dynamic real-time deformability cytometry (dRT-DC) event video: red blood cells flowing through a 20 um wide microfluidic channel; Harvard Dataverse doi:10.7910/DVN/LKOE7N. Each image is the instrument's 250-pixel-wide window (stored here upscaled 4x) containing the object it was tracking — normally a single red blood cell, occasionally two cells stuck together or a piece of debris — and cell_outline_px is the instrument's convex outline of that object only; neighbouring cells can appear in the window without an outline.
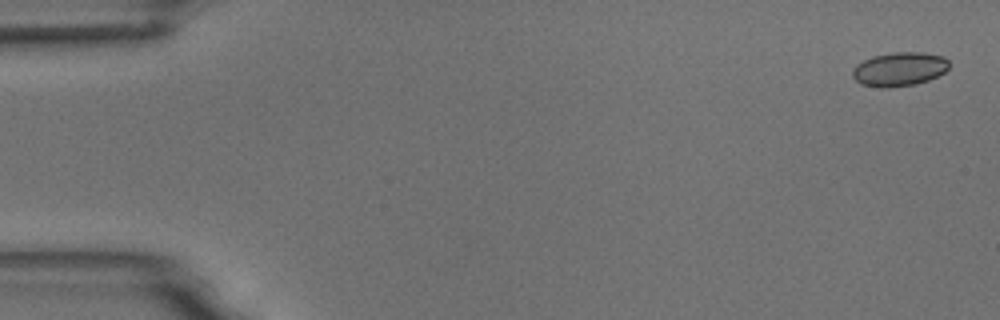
{"species": "common noctule bat (a hibernating species)", "species_latin": "Nyctalus noctula", "temperature_condition": "room temperature", "stored_images_in_passage": 5, "camera_frame_rate_fps": 3000, "um_per_image_px": 0.085, "animal": {"sex": "male", "body_mass_g": 18.8}, "frame": {"image": 1, "passage_image": 1, "time_ms": 0.0, "image_size_px": [1000, 320], "cell_outline_px": [[948, 68], [944, 72], [928, 80], [916, 84], [888, 88], [880, 88], [860, 84], [852, 76], [852, 68], [856, 64], [872, 56], [892, 52], [924, 52], [944, 56], [948, 60]], "centroid_in_image_um": [76.42, 5.87], "position_along_channel_um": 8.6, "area_um2": 19.31}}
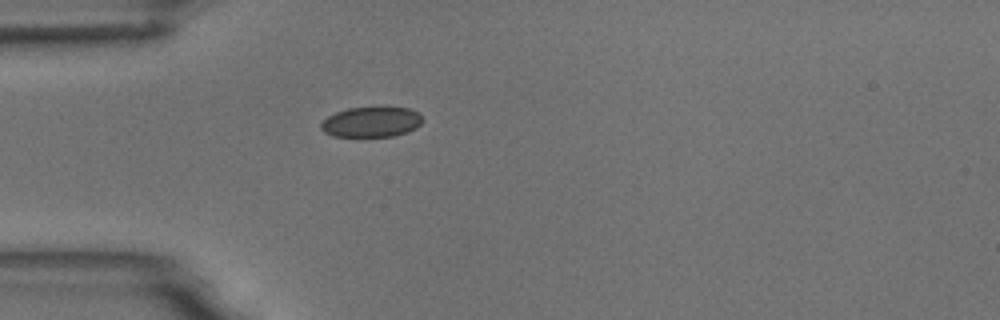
{"frame": {"image": 2, "passage_image": 5, "time_ms": 4.667, "image_size_px": [1000, 320], "cell_outline_px": [[424, 120], [416, 128], [408, 132], [396, 136], [332, 136], [324, 132], [320, 128], [320, 124], [328, 116], [336, 112], [348, 108], [380, 104], [384, 104], [408, 108], [416, 112]], "centroid_in_image_um": [31.59, 10.32], "position_along_channel_um": 53.4, "area_um2": 18.67}}